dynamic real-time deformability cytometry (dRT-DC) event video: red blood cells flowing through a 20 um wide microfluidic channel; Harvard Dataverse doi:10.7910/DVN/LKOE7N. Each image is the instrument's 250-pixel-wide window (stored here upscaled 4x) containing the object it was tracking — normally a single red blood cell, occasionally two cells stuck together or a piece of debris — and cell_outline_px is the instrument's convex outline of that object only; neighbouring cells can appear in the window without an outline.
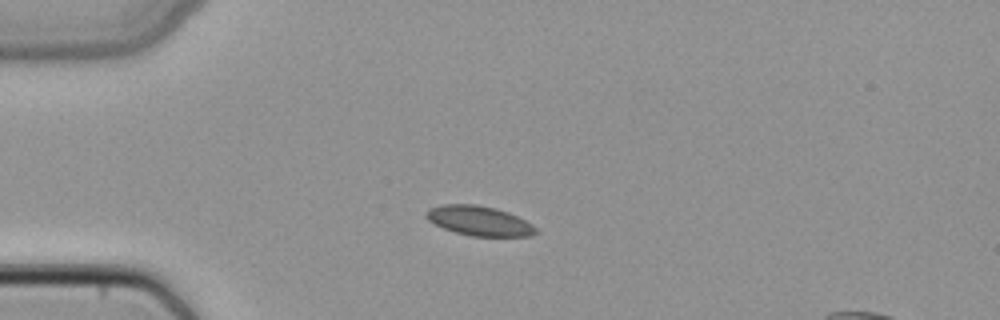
{"species": "common noctule bat (a hibernating species)", "species_latin": "Nyctalus noctula", "temperature_condition": "cold", "stored_images_in_passage": 6, "camera_frame_rate_fps": 3000, "um_per_image_px": 0.085, "animal": {"sex": "female", "body_mass_g": 22.7, "forearm_length_mm": 54.2}, "frame": {"image": 1, "passage_image": 4, "time_ms": 1.0, "image_size_px": [1000, 320], "cell_outline_px": [[540, 232], [528, 236], [472, 236], [456, 232], [444, 228], [428, 220], [424, 216], [432, 208], [444, 204], [476, 204], [496, 208], [508, 212], [532, 224]], "centroid_in_image_um": [40.77, 18.77], "position_along_channel_um": 44.2, "area_um2": 18.73}}
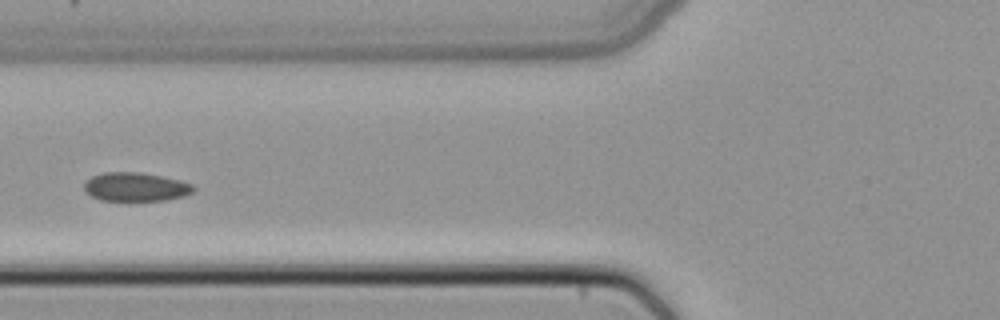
{"frame": {"image": 2, "passage_image": 6, "time_ms": 1.667, "image_size_px": [1000, 320], "cell_outline_px": [[196, 188], [192, 192], [184, 196], [164, 200], [100, 200], [92, 196], [84, 188], [84, 180], [92, 176], [104, 172], [140, 172], [180, 180], [192, 184]], "centroid_in_image_um": [11.52, 15.87], "position_along_channel_um": 114.3, "area_um2": 18.21}}